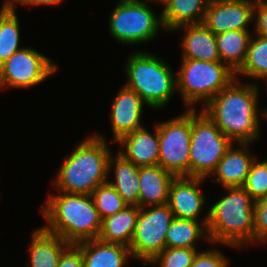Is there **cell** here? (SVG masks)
<instances>
[{
    "label": "cell",
    "mask_w": 267,
    "mask_h": 267,
    "mask_svg": "<svg viewBox=\"0 0 267 267\" xmlns=\"http://www.w3.org/2000/svg\"><path fill=\"white\" fill-rule=\"evenodd\" d=\"M234 79L213 97L203 112L232 142L252 143L260 134L259 91L256 84H237Z\"/></svg>",
    "instance_id": "1"
},
{
    "label": "cell",
    "mask_w": 267,
    "mask_h": 267,
    "mask_svg": "<svg viewBox=\"0 0 267 267\" xmlns=\"http://www.w3.org/2000/svg\"><path fill=\"white\" fill-rule=\"evenodd\" d=\"M49 195L42 207L44 228L70 244L98 239L102 219L91 195L59 192Z\"/></svg>",
    "instance_id": "2"
},
{
    "label": "cell",
    "mask_w": 267,
    "mask_h": 267,
    "mask_svg": "<svg viewBox=\"0 0 267 267\" xmlns=\"http://www.w3.org/2000/svg\"><path fill=\"white\" fill-rule=\"evenodd\" d=\"M109 149L101 134L88 136L64 159L55 188L59 192L91 195L97 186L108 181Z\"/></svg>",
    "instance_id": "3"
},
{
    "label": "cell",
    "mask_w": 267,
    "mask_h": 267,
    "mask_svg": "<svg viewBox=\"0 0 267 267\" xmlns=\"http://www.w3.org/2000/svg\"><path fill=\"white\" fill-rule=\"evenodd\" d=\"M228 195L214 203L209 211V242L237 248L253 245L254 203L243 187H224Z\"/></svg>",
    "instance_id": "4"
},
{
    "label": "cell",
    "mask_w": 267,
    "mask_h": 267,
    "mask_svg": "<svg viewBox=\"0 0 267 267\" xmlns=\"http://www.w3.org/2000/svg\"><path fill=\"white\" fill-rule=\"evenodd\" d=\"M125 65V86L134 90L152 109L167 105L176 91V75L168 64L149 52H134Z\"/></svg>",
    "instance_id": "5"
},
{
    "label": "cell",
    "mask_w": 267,
    "mask_h": 267,
    "mask_svg": "<svg viewBox=\"0 0 267 267\" xmlns=\"http://www.w3.org/2000/svg\"><path fill=\"white\" fill-rule=\"evenodd\" d=\"M234 79L233 72L221 61H202L182 59L176 76V89L180 91L183 102L188 109H195L200 101L205 106Z\"/></svg>",
    "instance_id": "6"
},
{
    "label": "cell",
    "mask_w": 267,
    "mask_h": 267,
    "mask_svg": "<svg viewBox=\"0 0 267 267\" xmlns=\"http://www.w3.org/2000/svg\"><path fill=\"white\" fill-rule=\"evenodd\" d=\"M232 144L203 111L192 109L190 177L208 178Z\"/></svg>",
    "instance_id": "7"
},
{
    "label": "cell",
    "mask_w": 267,
    "mask_h": 267,
    "mask_svg": "<svg viewBox=\"0 0 267 267\" xmlns=\"http://www.w3.org/2000/svg\"><path fill=\"white\" fill-rule=\"evenodd\" d=\"M145 1H119L109 17V31L115 40L135 45L153 40L160 28L165 30L161 14L156 16Z\"/></svg>",
    "instance_id": "8"
},
{
    "label": "cell",
    "mask_w": 267,
    "mask_h": 267,
    "mask_svg": "<svg viewBox=\"0 0 267 267\" xmlns=\"http://www.w3.org/2000/svg\"><path fill=\"white\" fill-rule=\"evenodd\" d=\"M192 109L171 120L157 123L159 134V162L175 177H190V143Z\"/></svg>",
    "instance_id": "9"
},
{
    "label": "cell",
    "mask_w": 267,
    "mask_h": 267,
    "mask_svg": "<svg viewBox=\"0 0 267 267\" xmlns=\"http://www.w3.org/2000/svg\"><path fill=\"white\" fill-rule=\"evenodd\" d=\"M146 208H140L129 247L132 258L143 260L144 266L166 248V232L174 218L168 204Z\"/></svg>",
    "instance_id": "10"
},
{
    "label": "cell",
    "mask_w": 267,
    "mask_h": 267,
    "mask_svg": "<svg viewBox=\"0 0 267 267\" xmlns=\"http://www.w3.org/2000/svg\"><path fill=\"white\" fill-rule=\"evenodd\" d=\"M58 69L54 63L33 48L17 50L0 65V89L30 88L52 76Z\"/></svg>",
    "instance_id": "11"
},
{
    "label": "cell",
    "mask_w": 267,
    "mask_h": 267,
    "mask_svg": "<svg viewBox=\"0 0 267 267\" xmlns=\"http://www.w3.org/2000/svg\"><path fill=\"white\" fill-rule=\"evenodd\" d=\"M255 0H210L203 24L215 35L231 30H248L254 18Z\"/></svg>",
    "instance_id": "12"
},
{
    "label": "cell",
    "mask_w": 267,
    "mask_h": 267,
    "mask_svg": "<svg viewBox=\"0 0 267 267\" xmlns=\"http://www.w3.org/2000/svg\"><path fill=\"white\" fill-rule=\"evenodd\" d=\"M146 103L132 89L122 86L111 106L110 121L114 140L143 127L141 116Z\"/></svg>",
    "instance_id": "13"
},
{
    "label": "cell",
    "mask_w": 267,
    "mask_h": 267,
    "mask_svg": "<svg viewBox=\"0 0 267 267\" xmlns=\"http://www.w3.org/2000/svg\"><path fill=\"white\" fill-rule=\"evenodd\" d=\"M205 178L175 177L169 189L168 205L176 218L199 221V214L204 208L205 197L199 185Z\"/></svg>",
    "instance_id": "14"
},
{
    "label": "cell",
    "mask_w": 267,
    "mask_h": 267,
    "mask_svg": "<svg viewBox=\"0 0 267 267\" xmlns=\"http://www.w3.org/2000/svg\"><path fill=\"white\" fill-rule=\"evenodd\" d=\"M250 143H240V147L232 146L225 156L219 161L216 169L211 173L213 179L224 187H243L251 165L255 158L248 151Z\"/></svg>",
    "instance_id": "15"
},
{
    "label": "cell",
    "mask_w": 267,
    "mask_h": 267,
    "mask_svg": "<svg viewBox=\"0 0 267 267\" xmlns=\"http://www.w3.org/2000/svg\"><path fill=\"white\" fill-rule=\"evenodd\" d=\"M152 135L144 126L123 136L117 143L124 147L118 152L138 167L158 165L159 134L157 124ZM125 150V151H124Z\"/></svg>",
    "instance_id": "16"
},
{
    "label": "cell",
    "mask_w": 267,
    "mask_h": 267,
    "mask_svg": "<svg viewBox=\"0 0 267 267\" xmlns=\"http://www.w3.org/2000/svg\"><path fill=\"white\" fill-rule=\"evenodd\" d=\"M175 176L160 165L139 167V207L168 203L169 189Z\"/></svg>",
    "instance_id": "17"
},
{
    "label": "cell",
    "mask_w": 267,
    "mask_h": 267,
    "mask_svg": "<svg viewBox=\"0 0 267 267\" xmlns=\"http://www.w3.org/2000/svg\"><path fill=\"white\" fill-rule=\"evenodd\" d=\"M186 30V35L181 40L183 49L182 59H196L206 62L221 61L216 44V35L203 23L185 24L172 31Z\"/></svg>",
    "instance_id": "18"
},
{
    "label": "cell",
    "mask_w": 267,
    "mask_h": 267,
    "mask_svg": "<svg viewBox=\"0 0 267 267\" xmlns=\"http://www.w3.org/2000/svg\"><path fill=\"white\" fill-rule=\"evenodd\" d=\"M75 245L81 250L84 267H124L132 257L130 248L118 243L91 239Z\"/></svg>",
    "instance_id": "19"
},
{
    "label": "cell",
    "mask_w": 267,
    "mask_h": 267,
    "mask_svg": "<svg viewBox=\"0 0 267 267\" xmlns=\"http://www.w3.org/2000/svg\"><path fill=\"white\" fill-rule=\"evenodd\" d=\"M31 238V267H57L63 252L71 245L44 227L36 229Z\"/></svg>",
    "instance_id": "20"
},
{
    "label": "cell",
    "mask_w": 267,
    "mask_h": 267,
    "mask_svg": "<svg viewBox=\"0 0 267 267\" xmlns=\"http://www.w3.org/2000/svg\"><path fill=\"white\" fill-rule=\"evenodd\" d=\"M139 211L140 207L137 205H127L123 210L102 219L98 239L130 247Z\"/></svg>",
    "instance_id": "21"
},
{
    "label": "cell",
    "mask_w": 267,
    "mask_h": 267,
    "mask_svg": "<svg viewBox=\"0 0 267 267\" xmlns=\"http://www.w3.org/2000/svg\"><path fill=\"white\" fill-rule=\"evenodd\" d=\"M112 157L111 154L108 162V175L111 174L112 166H114L115 181L108 180V182L128 205L139 207V167L128 161L119 152L117 156Z\"/></svg>",
    "instance_id": "22"
},
{
    "label": "cell",
    "mask_w": 267,
    "mask_h": 267,
    "mask_svg": "<svg viewBox=\"0 0 267 267\" xmlns=\"http://www.w3.org/2000/svg\"><path fill=\"white\" fill-rule=\"evenodd\" d=\"M210 0H171L162 10L165 31L185 24H201Z\"/></svg>",
    "instance_id": "23"
},
{
    "label": "cell",
    "mask_w": 267,
    "mask_h": 267,
    "mask_svg": "<svg viewBox=\"0 0 267 267\" xmlns=\"http://www.w3.org/2000/svg\"><path fill=\"white\" fill-rule=\"evenodd\" d=\"M249 30H231L216 35V44L221 62L233 72L243 65L251 39Z\"/></svg>",
    "instance_id": "24"
},
{
    "label": "cell",
    "mask_w": 267,
    "mask_h": 267,
    "mask_svg": "<svg viewBox=\"0 0 267 267\" xmlns=\"http://www.w3.org/2000/svg\"><path fill=\"white\" fill-rule=\"evenodd\" d=\"M208 219L209 214L199 224L197 220L174 217L166 232V248H196L195 244L201 237L209 241Z\"/></svg>",
    "instance_id": "25"
},
{
    "label": "cell",
    "mask_w": 267,
    "mask_h": 267,
    "mask_svg": "<svg viewBox=\"0 0 267 267\" xmlns=\"http://www.w3.org/2000/svg\"><path fill=\"white\" fill-rule=\"evenodd\" d=\"M238 75V76H237ZM247 78L263 79L267 77V37L251 36L246 59L242 67L235 73Z\"/></svg>",
    "instance_id": "26"
},
{
    "label": "cell",
    "mask_w": 267,
    "mask_h": 267,
    "mask_svg": "<svg viewBox=\"0 0 267 267\" xmlns=\"http://www.w3.org/2000/svg\"><path fill=\"white\" fill-rule=\"evenodd\" d=\"M19 27L16 11H4L0 15V65L21 49Z\"/></svg>",
    "instance_id": "27"
},
{
    "label": "cell",
    "mask_w": 267,
    "mask_h": 267,
    "mask_svg": "<svg viewBox=\"0 0 267 267\" xmlns=\"http://www.w3.org/2000/svg\"><path fill=\"white\" fill-rule=\"evenodd\" d=\"M91 196L101 219L123 210L128 205L108 181L97 186Z\"/></svg>",
    "instance_id": "28"
},
{
    "label": "cell",
    "mask_w": 267,
    "mask_h": 267,
    "mask_svg": "<svg viewBox=\"0 0 267 267\" xmlns=\"http://www.w3.org/2000/svg\"><path fill=\"white\" fill-rule=\"evenodd\" d=\"M196 248H165L147 264L159 267H190L197 253Z\"/></svg>",
    "instance_id": "29"
},
{
    "label": "cell",
    "mask_w": 267,
    "mask_h": 267,
    "mask_svg": "<svg viewBox=\"0 0 267 267\" xmlns=\"http://www.w3.org/2000/svg\"><path fill=\"white\" fill-rule=\"evenodd\" d=\"M243 188L254 201H258L267 195V160L257 162L255 158Z\"/></svg>",
    "instance_id": "30"
},
{
    "label": "cell",
    "mask_w": 267,
    "mask_h": 267,
    "mask_svg": "<svg viewBox=\"0 0 267 267\" xmlns=\"http://www.w3.org/2000/svg\"><path fill=\"white\" fill-rule=\"evenodd\" d=\"M267 195L254 203L253 244L267 243Z\"/></svg>",
    "instance_id": "31"
},
{
    "label": "cell",
    "mask_w": 267,
    "mask_h": 267,
    "mask_svg": "<svg viewBox=\"0 0 267 267\" xmlns=\"http://www.w3.org/2000/svg\"><path fill=\"white\" fill-rule=\"evenodd\" d=\"M227 259L220 251L207 249L196 253L190 267H228Z\"/></svg>",
    "instance_id": "32"
},
{
    "label": "cell",
    "mask_w": 267,
    "mask_h": 267,
    "mask_svg": "<svg viewBox=\"0 0 267 267\" xmlns=\"http://www.w3.org/2000/svg\"><path fill=\"white\" fill-rule=\"evenodd\" d=\"M255 35L267 37V2L255 1L254 5Z\"/></svg>",
    "instance_id": "33"
},
{
    "label": "cell",
    "mask_w": 267,
    "mask_h": 267,
    "mask_svg": "<svg viewBox=\"0 0 267 267\" xmlns=\"http://www.w3.org/2000/svg\"><path fill=\"white\" fill-rule=\"evenodd\" d=\"M57 267H84L81 250L71 244L62 254Z\"/></svg>",
    "instance_id": "34"
},
{
    "label": "cell",
    "mask_w": 267,
    "mask_h": 267,
    "mask_svg": "<svg viewBox=\"0 0 267 267\" xmlns=\"http://www.w3.org/2000/svg\"><path fill=\"white\" fill-rule=\"evenodd\" d=\"M19 3V5H28L29 6V0H5V2L2 5V8L5 11H16L15 5Z\"/></svg>",
    "instance_id": "35"
},
{
    "label": "cell",
    "mask_w": 267,
    "mask_h": 267,
    "mask_svg": "<svg viewBox=\"0 0 267 267\" xmlns=\"http://www.w3.org/2000/svg\"><path fill=\"white\" fill-rule=\"evenodd\" d=\"M62 0H29V5H44V6H52L61 3Z\"/></svg>",
    "instance_id": "36"
},
{
    "label": "cell",
    "mask_w": 267,
    "mask_h": 267,
    "mask_svg": "<svg viewBox=\"0 0 267 267\" xmlns=\"http://www.w3.org/2000/svg\"><path fill=\"white\" fill-rule=\"evenodd\" d=\"M262 80H265V82H266L265 85H266V88H267V77L263 78ZM261 114L267 120V109L266 110L264 109V111Z\"/></svg>",
    "instance_id": "37"
},
{
    "label": "cell",
    "mask_w": 267,
    "mask_h": 267,
    "mask_svg": "<svg viewBox=\"0 0 267 267\" xmlns=\"http://www.w3.org/2000/svg\"><path fill=\"white\" fill-rule=\"evenodd\" d=\"M148 1H152V2L156 1L166 6L171 0H148Z\"/></svg>",
    "instance_id": "38"
},
{
    "label": "cell",
    "mask_w": 267,
    "mask_h": 267,
    "mask_svg": "<svg viewBox=\"0 0 267 267\" xmlns=\"http://www.w3.org/2000/svg\"><path fill=\"white\" fill-rule=\"evenodd\" d=\"M5 10L1 7L0 9V15L4 12Z\"/></svg>",
    "instance_id": "39"
},
{
    "label": "cell",
    "mask_w": 267,
    "mask_h": 267,
    "mask_svg": "<svg viewBox=\"0 0 267 267\" xmlns=\"http://www.w3.org/2000/svg\"><path fill=\"white\" fill-rule=\"evenodd\" d=\"M255 1H260V2H267V0H255Z\"/></svg>",
    "instance_id": "40"
}]
</instances>
